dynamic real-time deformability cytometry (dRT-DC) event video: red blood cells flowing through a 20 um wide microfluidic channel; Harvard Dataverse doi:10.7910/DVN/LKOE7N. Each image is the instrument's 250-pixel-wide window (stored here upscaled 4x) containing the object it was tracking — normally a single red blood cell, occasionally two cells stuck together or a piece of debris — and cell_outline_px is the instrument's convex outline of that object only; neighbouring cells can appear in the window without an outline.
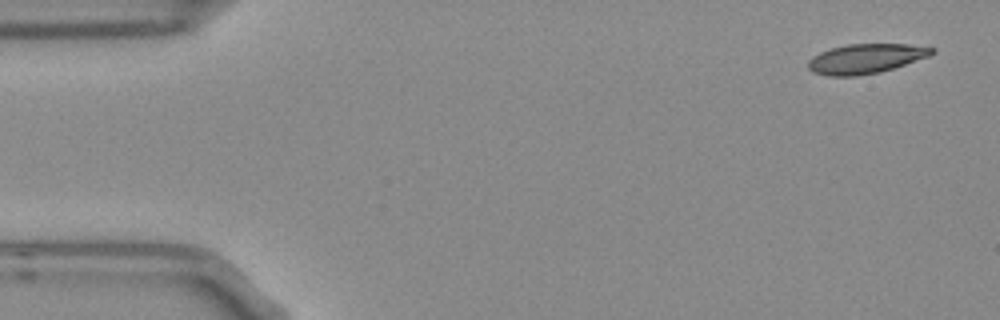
{"species": "Egyptian fruit bat (a non-hibernating species)", "species_latin": "Rousettus aegyptiacus", "temperature_condition": "room temperature", "stored_images_in_passage": 12, "camera_frame_rate_fps": 3000, "um_per_image_px": 0.085, "frame": {"image": 1, "passage_image": 1, "time_ms": 0.0, "image_size_px": [1000, 320], "cell_outline_px": [[936, 52], [928, 56], [880, 72], [852, 76], [828, 76], [812, 72], [808, 68], [808, 60], [812, 56], [820, 52], [832, 48], [848, 44], [908, 44], [936, 48]], "centroid_in_image_um": [73.56, 4.98], "position_along_channel_um": 11.4, "area_um2": 21.21}}